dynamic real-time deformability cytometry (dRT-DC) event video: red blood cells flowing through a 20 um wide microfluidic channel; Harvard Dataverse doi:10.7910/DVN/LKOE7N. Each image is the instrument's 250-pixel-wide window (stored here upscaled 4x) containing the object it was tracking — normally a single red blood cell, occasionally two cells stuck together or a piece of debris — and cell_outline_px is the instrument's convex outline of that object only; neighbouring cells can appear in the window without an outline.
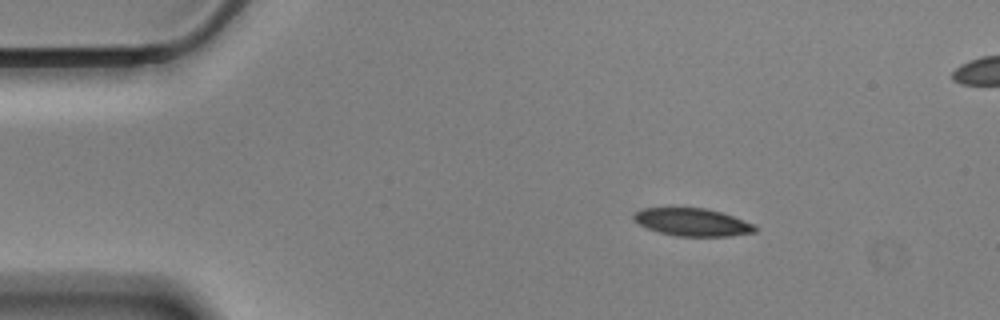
{"species": "Egyptian fruit bat (a non-hibernating species)", "species_latin": "Rousettus aegyptiacus", "temperature_condition": "cold", "stored_images_in_passage": 51, "segment_of_instrument_passage": [1, 2], "camera_frame_rate_fps": 3000, "um_per_image_px": 0.085, "animal": {"sex": "male"}, "frame": {"image": 1, "passage_image": 1, "time_ms": 0.0, "image_size_px": [1000, 320], "cell_outline_px": [[756, 232], [732, 236], [676, 236], [660, 232], [648, 228], [632, 220], [632, 216], [636, 212], [644, 208], [704, 208], [720, 212], [756, 224]], "centroid_in_image_um": [58.87, 18.89], "position_along_channel_um": 26.1, "area_um2": 19.48}}
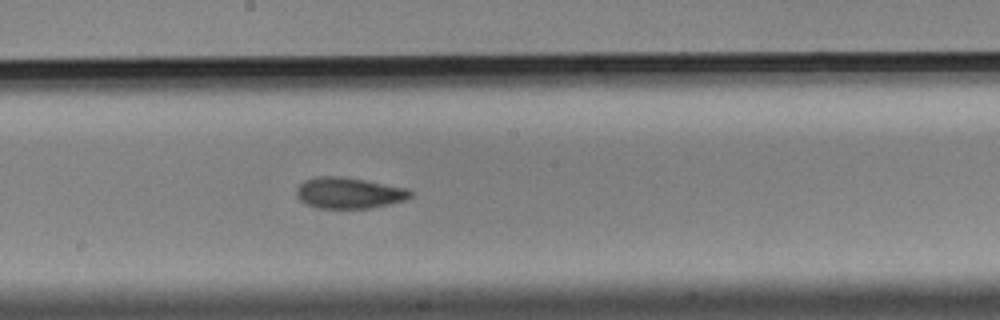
{"frame": {"image": 2, "passage_image": 23, "time_ms": 7.333, "image_size_px": [1000, 320], "cell_outline_px": [[412, 196], [404, 200], [372, 208], [316, 208], [300, 200], [296, 196], [296, 188], [304, 180], [316, 176], [340, 176], [404, 188], [412, 192]], "centroid_in_image_um": [29.59, 16.41], "position_along_channel_um": 218.6, "area_um2": 20.35}}
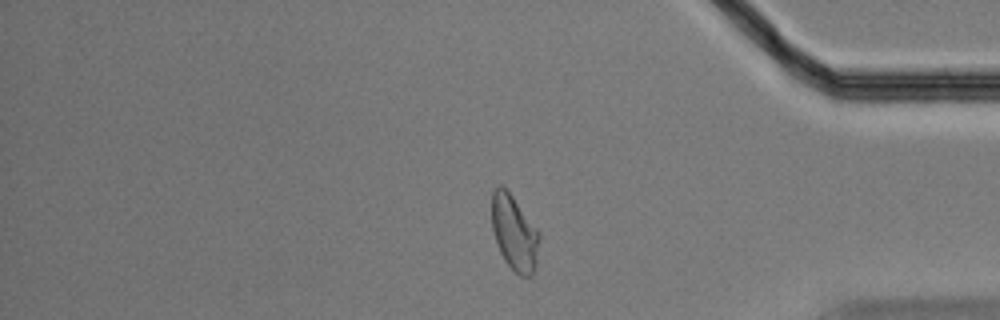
{"frame": {"image": 3, "passage_image": 40, "time_ms": 13.0, "image_size_px": [1000, 320], "cell_outline_px": [[540, 240], [536, 268], [532, 276], [520, 276], [504, 260], [500, 252], [492, 228], [492, 192], [500, 184], [512, 196], [540, 232]], "centroid_in_image_um": [43.74, 19.83], "position_along_channel_um": 391.5, "area_um2": 20.75}}